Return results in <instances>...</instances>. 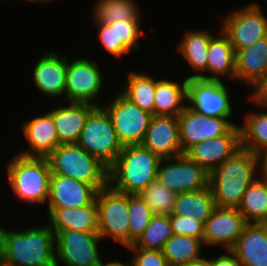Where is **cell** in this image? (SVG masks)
Instances as JSON below:
<instances>
[{"instance_id":"26","label":"cell","mask_w":267,"mask_h":266,"mask_svg":"<svg viewBox=\"0 0 267 266\" xmlns=\"http://www.w3.org/2000/svg\"><path fill=\"white\" fill-rule=\"evenodd\" d=\"M219 36V37H218ZM210 39L206 65V80L226 78L235 80V51L229 37L220 28L219 34Z\"/></svg>"},{"instance_id":"45","label":"cell","mask_w":267,"mask_h":266,"mask_svg":"<svg viewBox=\"0 0 267 266\" xmlns=\"http://www.w3.org/2000/svg\"><path fill=\"white\" fill-rule=\"evenodd\" d=\"M99 266H132L131 260L127 263H122L121 261H110L108 263L101 262Z\"/></svg>"},{"instance_id":"18","label":"cell","mask_w":267,"mask_h":266,"mask_svg":"<svg viewBox=\"0 0 267 266\" xmlns=\"http://www.w3.org/2000/svg\"><path fill=\"white\" fill-rule=\"evenodd\" d=\"M97 193L92 185L67 176L52 175L46 209L87 206L96 200Z\"/></svg>"},{"instance_id":"21","label":"cell","mask_w":267,"mask_h":266,"mask_svg":"<svg viewBox=\"0 0 267 266\" xmlns=\"http://www.w3.org/2000/svg\"><path fill=\"white\" fill-rule=\"evenodd\" d=\"M231 251L242 266H267V223H246Z\"/></svg>"},{"instance_id":"16","label":"cell","mask_w":267,"mask_h":266,"mask_svg":"<svg viewBox=\"0 0 267 266\" xmlns=\"http://www.w3.org/2000/svg\"><path fill=\"white\" fill-rule=\"evenodd\" d=\"M240 148V128L235 125L227 134L204 140L185 154L210 173Z\"/></svg>"},{"instance_id":"30","label":"cell","mask_w":267,"mask_h":266,"mask_svg":"<svg viewBox=\"0 0 267 266\" xmlns=\"http://www.w3.org/2000/svg\"><path fill=\"white\" fill-rule=\"evenodd\" d=\"M259 176L245 191L238 208L246 223H267V177Z\"/></svg>"},{"instance_id":"28","label":"cell","mask_w":267,"mask_h":266,"mask_svg":"<svg viewBox=\"0 0 267 266\" xmlns=\"http://www.w3.org/2000/svg\"><path fill=\"white\" fill-rule=\"evenodd\" d=\"M216 208L210 186L199 190L183 192L176 195L171 215L195 218L205 224Z\"/></svg>"},{"instance_id":"35","label":"cell","mask_w":267,"mask_h":266,"mask_svg":"<svg viewBox=\"0 0 267 266\" xmlns=\"http://www.w3.org/2000/svg\"><path fill=\"white\" fill-rule=\"evenodd\" d=\"M139 195L153 215L170 216L177 194L155 179Z\"/></svg>"},{"instance_id":"23","label":"cell","mask_w":267,"mask_h":266,"mask_svg":"<svg viewBox=\"0 0 267 266\" xmlns=\"http://www.w3.org/2000/svg\"><path fill=\"white\" fill-rule=\"evenodd\" d=\"M48 225L57 231L79 230L98 232V207L96 200L90 205L79 208L47 209Z\"/></svg>"},{"instance_id":"9","label":"cell","mask_w":267,"mask_h":266,"mask_svg":"<svg viewBox=\"0 0 267 266\" xmlns=\"http://www.w3.org/2000/svg\"><path fill=\"white\" fill-rule=\"evenodd\" d=\"M260 6L251 2L245 7L232 10L222 20L220 27L229 37L235 52L267 36V15H264Z\"/></svg>"},{"instance_id":"34","label":"cell","mask_w":267,"mask_h":266,"mask_svg":"<svg viewBox=\"0 0 267 266\" xmlns=\"http://www.w3.org/2000/svg\"><path fill=\"white\" fill-rule=\"evenodd\" d=\"M173 236L169 216L154 215L138 240L126 248L162 251L165 242Z\"/></svg>"},{"instance_id":"25","label":"cell","mask_w":267,"mask_h":266,"mask_svg":"<svg viewBox=\"0 0 267 266\" xmlns=\"http://www.w3.org/2000/svg\"><path fill=\"white\" fill-rule=\"evenodd\" d=\"M235 81L251 87L267 70V36L235 52Z\"/></svg>"},{"instance_id":"20","label":"cell","mask_w":267,"mask_h":266,"mask_svg":"<svg viewBox=\"0 0 267 266\" xmlns=\"http://www.w3.org/2000/svg\"><path fill=\"white\" fill-rule=\"evenodd\" d=\"M28 150L19 154L25 157L47 158L59 145L55 123L49 112L22 123Z\"/></svg>"},{"instance_id":"14","label":"cell","mask_w":267,"mask_h":266,"mask_svg":"<svg viewBox=\"0 0 267 266\" xmlns=\"http://www.w3.org/2000/svg\"><path fill=\"white\" fill-rule=\"evenodd\" d=\"M178 123L183 154L204 140L227 134L237 125L230 118L211 117L197 113L188 105L178 115Z\"/></svg>"},{"instance_id":"38","label":"cell","mask_w":267,"mask_h":266,"mask_svg":"<svg viewBox=\"0 0 267 266\" xmlns=\"http://www.w3.org/2000/svg\"><path fill=\"white\" fill-rule=\"evenodd\" d=\"M141 20L117 21L118 42H122L131 52L138 51L140 45L137 43L144 31L140 30Z\"/></svg>"},{"instance_id":"3","label":"cell","mask_w":267,"mask_h":266,"mask_svg":"<svg viewBox=\"0 0 267 266\" xmlns=\"http://www.w3.org/2000/svg\"><path fill=\"white\" fill-rule=\"evenodd\" d=\"M161 160L141 144L123 146L108 170V184L123 193L139 194L157 179Z\"/></svg>"},{"instance_id":"47","label":"cell","mask_w":267,"mask_h":266,"mask_svg":"<svg viewBox=\"0 0 267 266\" xmlns=\"http://www.w3.org/2000/svg\"><path fill=\"white\" fill-rule=\"evenodd\" d=\"M0 266H8V265L4 264V263L0 260Z\"/></svg>"},{"instance_id":"42","label":"cell","mask_w":267,"mask_h":266,"mask_svg":"<svg viewBox=\"0 0 267 266\" xmlns=\"http://www.w3.org/2000/svg\"><path fill=\"white\" fill-rule=\"evenodd\" d=\"M225 251L226 253L219 254L217 258H209V266H242L231 250Z\"/></svg>"},{"instance_id":"37","label":"cell","mask_w":267,"mask_h":266,"mask_svg":"<svg viewBox=\"0 0 267 266\" xmlns=\"http://www.w3.org/2000/svg\"><path fill=\"white\" fill-rule=\"evenodd\" d=\"M97 25L98 29V38L102 44V48L107 51V53L112 56L120 58L131 51L122 43L118 42V33H117V21L111 24H105L100 22H95L94 26Z\"/></svg>"},{"instance_id":"8","label":"cell","mask_w":267,"mask_h":266,"mask_svg":"<svg viewBox=\"0 0 267 266\" xmlns=\"http://www.w3.org/2000/svg\"><path fill=\"white\" fill-rule=\"evenodd\" d=\"M103 239L95 231L67 230L55 233V266H99V242Z\"/></svg>"},{"instance_id":"1","label":"cell","mask_w":267,"mask_h":266,"mask_svg":"<svg viewBox=\"0 0 267 266\" xmlns=\"http://www.w3.org/2000/svg\"><path fill=\"white\" fill-rule=\"evenodd\" d=\"M55 233L48 223L24 230L0 226V260L8 266H55Z\"/></svg>"},{"instance_id":"7","label":"cell","mask_w":267,"mask_h":266,"mask_svg":"<svg viewBox=\"0 0 267 266\" xmlns=\"http://www.w3.org/2000/svg\"><path fill=\"white\" fill-rule=\"evenodd\" d=\"M98 234L102 239L112 238L125 248L128 246V194L115 190L109 184L98 191Z\"/></svg>"},{"instance_id":"41","label":"cell","mask_w":267,"mask_h":266,"mask_svg":"<svg viewBox=\"0 0 267 266\" xmlns=\"http://www.w3.org/2000/svg\"><path fill=\"white\" fill-rule=\"evenodd\" d=\"M251 88L248 99L261 109L267 108V70L249 89Z\"/></svg>"},{"instance_id":"39","label":"cell","mask_w":267,"mask_h":266,"mask_svg":"<svg viewBox=\"0 0 267 266\" xmlns=\"http://www.w3.org/2000/svg\"><path fill=\"white\" fill-rule=\"evenodd\" d=\"M169 221L173 231V235L190 236L203 240L204 224L195 218L170 215Z\"/></svg>"},{"instance_id":"36","label":"cell","mask_w":267,"mask_h":266,"mask_svg":"<svg viewBox=\"0 0 267 266\" xmlns=\"http://www.w3.org/2000/svg\"><path fill=\"white\" fill-rule=\"evenodd\" d=\"M128 213V246H130L143 234L154 215L139 194H128Z\"/></svg>"},{"instance_id":"33","label":"cell","mask_w":267,"mask_h":266,"mask_svg":"<svg viewBox=\"0 0 267 266\" xmlns=\"http://www.w3.org/2000/svg\"><path fill=\"white\" fill-rule=\"evenodd\" d=\"M94 4V22L111 24L116 21L141 20L142 13L135 0H98Z\"/></svg>"},{"instance_id":"46","label":"cell","mask_w":267,"mask_h":266,"mask_svg":"<svg viewBox=\"0 0 267 266\" xmlns=\"http://www.w3.org/2000/svg\"><path fill=\"white\" fill-rule=\"evenodd\" d=\"M23 1V0H22ZM24 1H27V2H33V3H39V4H43V5H45V4H47V3H49V2H51V1H53L54 2V0H24Z\"/></svg>"},{"instance_id":"27","label":"cell","mask_w":267,"mask_h":266,"mask_svg":"<svg viewBox=\"0 0 267 266\" xmlns=\"http://www.w3.org/2000/svg\"><path fill=\"white\" fill-rule=\"evenodd\" d=\"M179 83L156 79L154 115L178 117L186 108L188 104L184 103L187 102L188 77L185 76Z\"/></svg>"},{"instance_id":"5","label":"cell","mask_w":267,"mask_h":266,"mask_svg":"<svg viewBox=\"0 0 267 266\" xmlns=\"http://www.w3.org/2000/svg\"><path fill=\"white\" fill-rule=\"evenodd\" d=\"M52 175L67 176L94 186L108 185V168L77 144H60L48 157Z\"/></svg>"},{"instance_id":"43","label":"cell","mask_w":267,"mask_h":266,"mask_svg":"<svg viewBox=\"0 0 267 266\" xmlns=\"http://www.w3.org/2000/svg\"><path fill=\"white\" fill-rule=\"evenodd\" d=\"M259 175L267 177V147L258 155Z\"/></svg>"},{"instance_id":"4","label":"cell","mask_w":267,"mask_h":266,"mask_svg":"<svg viewBox=\"0 0 267 266\" xmlns=\"http://www.w3.org/2000/svg\"><path fill=\"white\" fill-rule=\"evenodd\" d=\"M7 166V181L20 201L47 204L50 193L51 169L47 158L16 154Z\"/></svg>"},{"instance_id":"19","label":"cell","mask_w":267,"mask_h":266,"mask_svg":"<svg viewBox=\"0 0 267 266\" xmlns=\"http://www.w3.org/2000/svg\"><path fill=\"white\" fill-rule=\"evenodd\" d=\"M32 77L35 86L46 97H64L67 75V56L46 52L34 63Z\"/></svg>"},{"instance_id":"13","label":"cell","mask_w":267,"mask_h":266,"mask_svg":"<svg viewBox=\"0 0 267 266\" xmlns=\"http://www.w3.org/2000/svg\"><path fill=\"white\" fill-rule=\"evenodd\" d=\"M227 87L223 80L188 78V106L206 116L231 118L232 95Z\"/></svg>"},{"instance_id":"31","label":"cell","mask_w":267,"mask_h":266,"mask_svg":"<svg viewBox=\"0 0 267 266\" xmlns=\"http://www.w3.org/2000/svg\"><path fill=\"white\" fill-rule=\"evenodd\" d=\"M245 113L240 128L241 147L258 155L267 147V109Z\"/></svg>"},{"instance_id":"22","label":"cell","mask_w":267,"mask_h":266,"mask_svg":"<svg viewBox=\"0 0 267 266\" xmlns=\"http://www.w3.org/2000/svg\"><path fill=\"white\" fill-rule=\"evenodd\" d=\"M48 111L54 120L60 144H76L90 112L96 107L90 103L69 102Z\"/></svg>"},{"instance_id":"6","label":"cell","mask_w":267,"mask_h":266,"mask_svg":"<svg viewBox=\"0 0 267 266\" xmlns=\"http://www.w3.org/2000/svg\"><path fill=\"white\" fill-rule=\"evenodd\" d=\"M76 144L108 169L114 164L123 149L112 120L102 106H96L90 112Z\"/></svg>"},{"instance_id":"2","label":"cell","mask_w":267,"mask_h":266,"mask_svg":"<svg viewBox=\"0 0 267 266\" xmlns=\"http://www.w3.org/2000/svg\"><path fill=\"white\" fill-rule=\"evenodd\" d=\"M258 156L240 148L209 173L216 207L238 209L243 195L259 174Z\"/></svg>"},{"instance_id":"11","label":"cell","mask_w":267,"mask_h":266,"mask_svg":"<svg viewBox=\"0 0 267 266\" xmlns=\"http://www.w3.org/2000/svg\"><path fill=\"white\" fill-rule=\"evenodd\" d=\"M109 114L119 142L123 146L141 144L152 114L142 110L121 92L107 105H101Z\"/></svg>"},{"instance_id":"44","label":"cell","mask_w":267,"mask_h":266,"mask_svg":"<svg viewBox=\"0 0 267 266\" xmlns=\"http://www.w3.org/2000/svg\"><path fill=\"white\" fill-rule=\"evenodd\" d=\"M183 266H209V258L201 257L200 259L191 261Z\"/></svg>"},{"instance_id":"29","label":"cell","mask_w":267,"mask_h":266,"mask_svg":"<svg viewBox=\"0 0 267 266\" xmlns=\"http://www.w3.org/2000/svg\"><path fill=\"white\" fill-rule=\"evenodd\" d=\"M127 75L123 91L120 92L139 108L154 115L156 79L144 71H131Z\"/></svg>"},{"instance_id":"24","label":"cell","mask_w":267,"mask_h":266,"mask_svg":"<svg viewBox=\"0 0 267 266\" xmlns=\"http://www.w3.org/2000/svg\"><path fill=\"white\" fill-rule=\"evenodd\" d=\"M215 34L208 29L187 30L177 45V53L187 61L194 71V75L188 78H200L206 80V65L210 39ZM196 72V73H195ZM205 72V73H204Z\"/></svg>"},{"instance_id":"10","label":"cell","mask_w":267,"mask_h":266,"mask_svg":"<svg viewBox=\"0 0 267 266\" xmlns=\"http://www.w3.org/2000/svg\"><path fill=\"white\" fill-rule=\"evenodd\" d=\"M94 59L79 57L70 61L67 56V75L64 98L69 102L90 103L101 106L96 101L104 87L103 73Z\"/></svg>"},{"instance_id":"32","label":"cell","mask_w":267,"mask_h":266,"mask_svg":"<svg viewBox=\"0 0 267 266\" xmlns=\"http://www.w3.org/2000/svg\"><path fill=\"white\" fill-rule=\"evenodd\" d=\"M203 240L190 236L173 235L162 249L163 256L169 266H183L191 261L200 259Z\"/></svg>"},{"instance_id":"15","label":"cell","mask_w":267,"mask_h":266,"mask_svg":"<svg viewBox=\"0 0 267 266\" xmlns=\"http://www.w3.org/2000/svg\"><path fill=\"white\" fill-rule=\"evenodd\" d=\"M246 221L238 209L216 207L205 221L203 243L231 250L242 234Z\"/></svg>"},{"instance_id":"40","label":"cell","mask_w":267,"mask_h":266,"mask_svg":"<svg viewBox=\"0 0 267 266\" xmlns=\"http://www.w3.org/2000/svg\"><path fill=\"white\" fill-rule=\"evenodd\" d=\"M132 252V266H169L162 251L147 250L141 248H127Z\"/></svg>"},{"instance_id":"12","label":"cell","mask_w":267,"mask_h":266,"mask_svg":"<svg viewBox=\"0 0 267 266\" xmlns=\"http://www.w3.org/2000/svg\"><path fill=\"white\" fill-rule=\"evenodd\" d=\"M157 180L176 194L199 191L209 186V173L186 154L162 159Z\"/></svg>"},{"instance_id":"17","label":"cell","mask_w":267,"mask_h":266,"mask_svg":"<svg viewBox=\"0 0 267 266\" xmlns=\"http://www.w3.org/2000/svg\"><path fill=\"white\" fill-rule=\"evenodd\" d=\"M141 145L161 159L183 154L178 117L152 115Z\"/></svg>"}]
</instances>
